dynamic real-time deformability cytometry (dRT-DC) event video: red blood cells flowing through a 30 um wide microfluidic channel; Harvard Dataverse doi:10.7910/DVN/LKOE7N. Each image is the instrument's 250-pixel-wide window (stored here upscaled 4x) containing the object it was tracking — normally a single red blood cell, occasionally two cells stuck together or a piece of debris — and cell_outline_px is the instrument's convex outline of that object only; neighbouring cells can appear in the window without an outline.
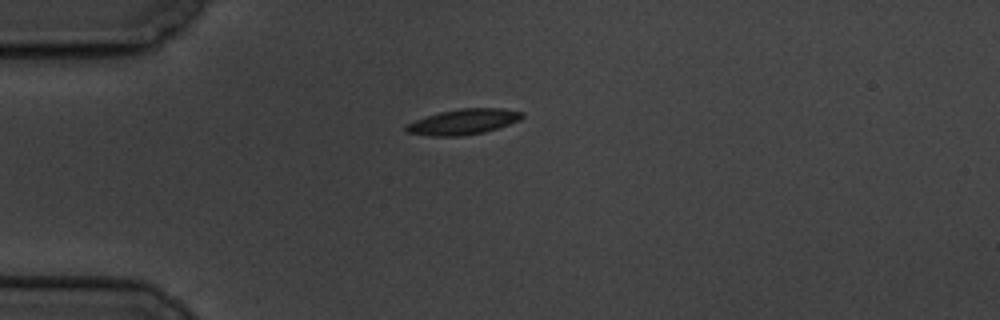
{"species": "common noctule bat (a hibernating species)", "species_latin": "Nyctalus noctula", "temperature_condition": "cold", "stored_images_in_passage": 4, "camera_frame_rate_fps": 3000, "um_per_image_px": 0.085, "animal": {"sex": "male", "body_mass_g": 19.5, "forearm_length_mm": 54.6}, "frame": {"image": 1, "passage_image": 1, "time_ms": 0.0, "image_size_px": [1000, 320], "cell_outline_px": [[524, 116], [520, 120], [484, 132], [460, 136], [432, 136], [408, 132], [404, 128], [404, 124], [440, 112], [460, 108], [504, 108], [524, 112]], "centroid_in_image_um": [39.4, 10.34], "position_along_channel_um": 45.6, "area_um2": 17.11}}
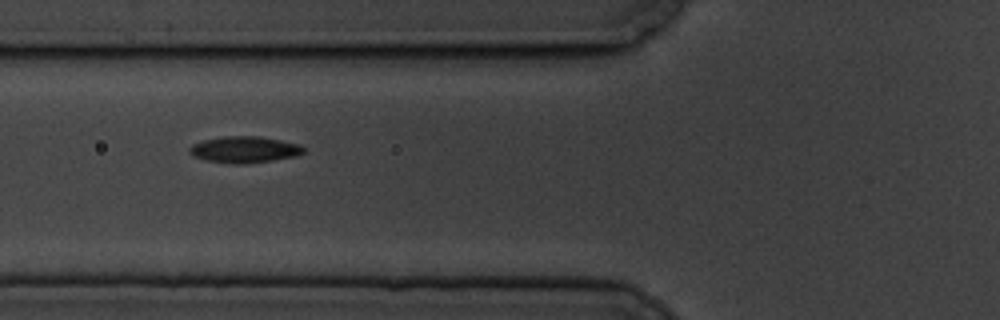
{"frame": {"image": 2, "passage_image": 3, "time_ms": 2.333, "image_size_px": [1000, 320], "cell_outline_px": [[304, 152], [296, 156], [272, 160], [244, 164], [232, 164], [208, 160], [196, 156], [188, 152], [188, 148], [192, 144], [204, 140], [224, 136], [260, 136], [300, 144], [304, 148]], "centroid_in_image_um": [20.79, 12.7], "position_along_channel_um": 105.0, "area_um2": 17.46}}
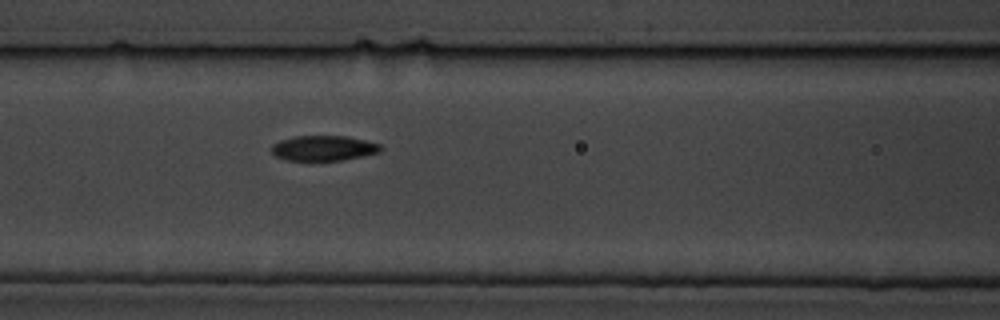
{"frame": {"image": 3, "passage_image": 4, "time_ms": 3.333, "image_size_px": [1000, 320], "cell_outline_px": [[384, 148], [380, 152], [344, 160], [312, 164], [288, 160], [276, 156], [272, 152], [272, 144], [280, 140], [292, 136], [348, 136], [380, 144]], "centroid_in_image_um": [27.48, 12.64], "position_along_channel_um": 139.1, "area_um2": 16.82}}